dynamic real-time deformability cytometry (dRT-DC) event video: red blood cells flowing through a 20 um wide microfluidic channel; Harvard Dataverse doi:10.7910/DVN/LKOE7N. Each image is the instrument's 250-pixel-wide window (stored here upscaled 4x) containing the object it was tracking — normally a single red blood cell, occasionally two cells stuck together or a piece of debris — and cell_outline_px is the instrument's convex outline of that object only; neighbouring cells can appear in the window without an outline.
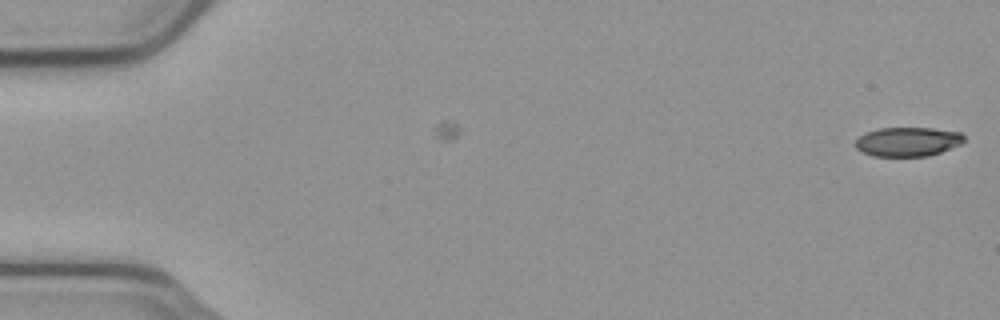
{"species": "common noctule bat (a hibernating species)", "species_latin": "Nyctalus noctula", "temperature_condition": "cold", "stored_images_in_passage": 6, "camera_frame_rate_fps": 3000, "um_per_image_px": 0.085, "animal": {"sex": "male", "body_mass_g": 23.1, "forearm_length_mm": 52.7}, "frame": {"image": 1, "passage_image": 6, "time_ms": 1.667, "image_size_px": [1000, 320], "cell_outline_px": [[964, 140], [960, 144], [940, 152], [928, 156], [872, 156], [856, 148], [856, 140], [860, 136], [876, 128], [932, 128], [960, 132], [964, 136]], "centroid_in_image_um": [77.16, 12.04], "position_along_channel_um": 7.8, "area_um2": 18.32}}